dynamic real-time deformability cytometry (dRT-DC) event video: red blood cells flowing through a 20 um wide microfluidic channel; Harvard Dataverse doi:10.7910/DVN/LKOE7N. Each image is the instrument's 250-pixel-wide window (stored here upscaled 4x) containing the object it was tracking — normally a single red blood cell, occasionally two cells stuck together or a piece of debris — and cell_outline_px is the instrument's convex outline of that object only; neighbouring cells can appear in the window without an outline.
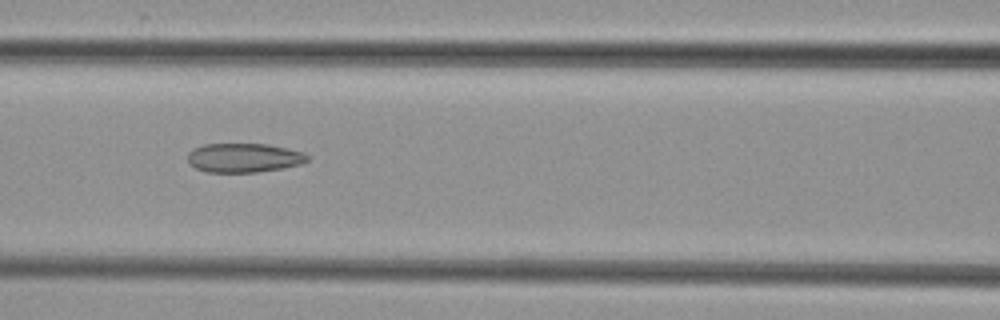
{"species": "common noctule bat (a hibernating species)", "species_latin": "Nyctalus noctula", "temperature_condition": "cold", "stored_images_in_passage": 7, "camera_frame_rate_fps": 3000, "um_per_image_px": 0.085, "animal": {"sex": "female", "body_mass_g": 29.2, "forearm_length_mm": 56.3}, "frame": {"image": 1, "passage_image": 6, "time_ms": 5.667, "image_size_px": [1000, 320], "cell_outline_px": [[308, 160], [300, 164], [284, 168], [256, 172], [204, 172], [188, 164], [188, 152], [192, 148], [204, 144], [268, 144], [304, 152], [308, 156]], "centroid_in_image_um": [20.7, 13.41], "position_along_channel_um": 145.9, "area_um2": 20.46}}
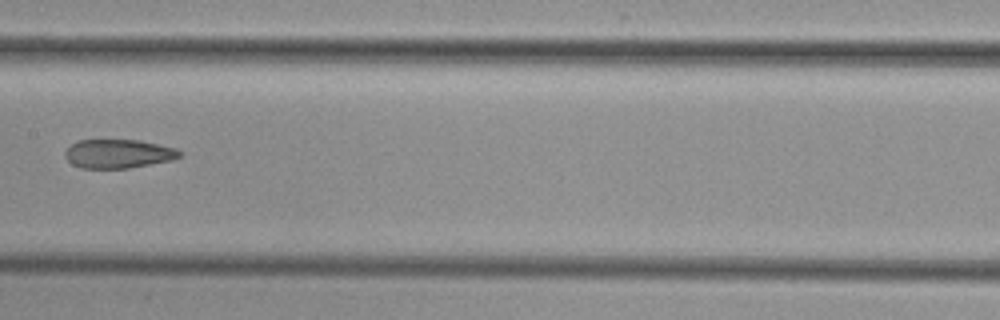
{"frame": {"image": 2, "passage_image": 7, "time_ms": 7.0, "image_size_px": [1000, 320], "cell_outline_px": [[184, 152], [180, 156], [172, 160], [152, 164], [128, 168], [80, 168], [72, 164], [64, 156], [64, 152], [76, 140], [140, 140], [176, 148]], "centroid_in_image_um": [10.07, 13.07], "position_along_channel_um": 197.3, "area_um2": 19.36}}